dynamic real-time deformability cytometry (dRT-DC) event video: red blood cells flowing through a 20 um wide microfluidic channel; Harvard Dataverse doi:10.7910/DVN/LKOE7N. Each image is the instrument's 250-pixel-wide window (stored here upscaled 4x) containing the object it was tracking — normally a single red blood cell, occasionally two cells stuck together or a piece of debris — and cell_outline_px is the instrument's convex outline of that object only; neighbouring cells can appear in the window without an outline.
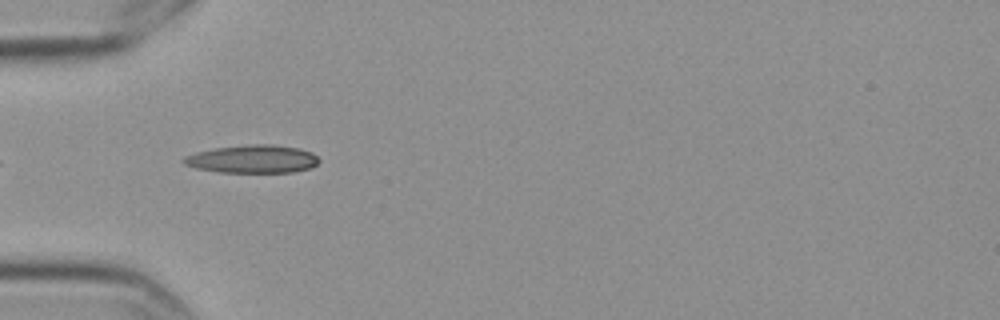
{"species": "Egyptian fruit bat (a non-hibernating species)", "species_latin": "Rousettus aegyptiacus", "temperature_condition": "cold", "stored_images_in_passage": 8, "camera_frame_rate_fps": 3000, "um_per_image_px": 0.085, "frame": {"image": 1, "passage_image": 6, "time_ms": 1.667, "image_size_px": [1000, 320], "cell_outline_px": [[320, 160], [316, 164], [308, 168], [292, 172], [220, 172], [196, 168], [184, 164], [180, 160], [184, 156], [196, 152], [216, 148], [252, 144], [272, 144], [300, 148], [312, 152]], "centroid_in_image_um": [21.45, 13.51], "position_along_channel_um": 63.5, "area_um2": 22.02}}
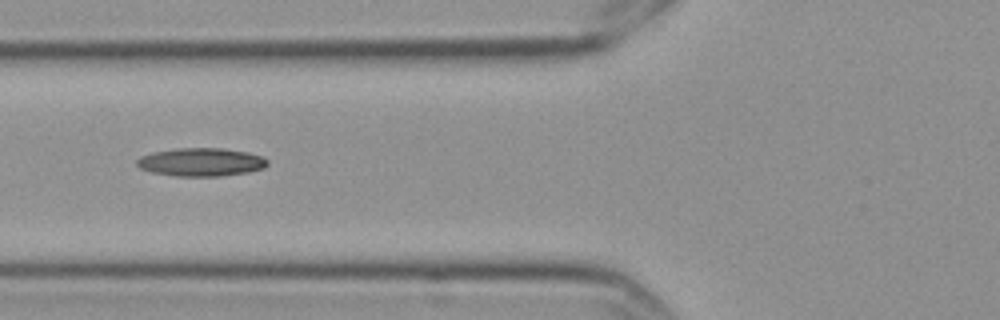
{"frame": {"image": 2, "passage_image": 7, "time_ms": 2.0, "image_size_px": [1000, 320], "cell_outline_px": [[268, 164], [264, 168], [248, 172], [220, 176], [176, 176], [152, 172], [140, 168], [136, 164], [136, 160], [140, 156], [152, 152], [176, 148], [224, 148], [248, 152], [264, 156], [268, 160]], "centroid_in_image_um": [17.11, 13.77], "position_along_channel_um": 108.7, "area_um2": 21.68}}
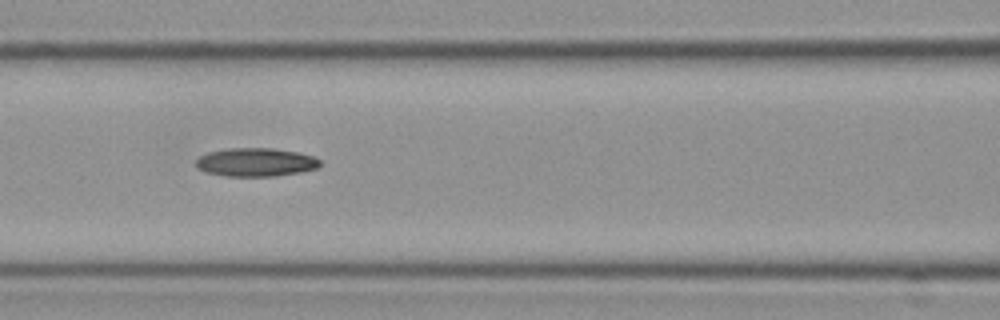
{"frame": {"image": 3, "passage_image": 8, "time_ms": 2.333, "image_size_px": [1000, 320], "cell_outline_px": [[320, 164], [316, 168], [300, 172], [276, 176], [228, 176], [204, 172], [196, 168], [196, 160], [200, 156], [208, 152], [224, 148], [272, 148], [300, 152], [312, 156], [320, 160]], "centroid_in_image_um": [21.71, 13.78], "position_along_channel_um": 144.9, "area_um2": 20.69}}